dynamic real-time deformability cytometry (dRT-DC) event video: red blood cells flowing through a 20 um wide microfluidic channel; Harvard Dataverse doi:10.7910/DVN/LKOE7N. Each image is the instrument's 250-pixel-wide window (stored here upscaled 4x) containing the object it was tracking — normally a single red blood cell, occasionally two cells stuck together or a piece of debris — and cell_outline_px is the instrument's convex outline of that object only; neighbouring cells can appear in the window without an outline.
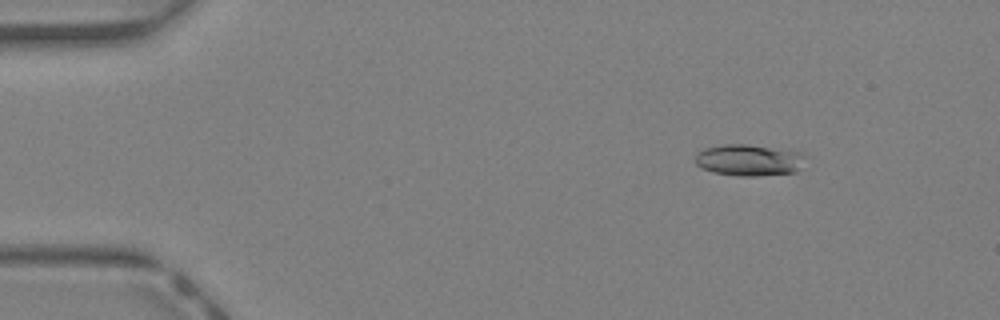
{"species": "Egyptian fruit bat (a non-hibernating species)", "species_latin": "Rousettus aegyptiacus", "temperature_condition": "warm", "stored_images_in_passage": 44, "camera_frame_rate_fps": 3000, "um_per_image_px": 0.085, "animal": {"sex": "female"}, "frame": {"image": 1, "passage_image": 6, "time_ms": 1.667, "image_size_px": [1000, 320], "cell_outline_px": [[808, 156], [804, 168], [796, 172], [756, 176], [740, 176], [712, 172], [696, 164], [696, 152], [704, 148], [724, 144], [748, 144], [804, 152]], "centroid_in_image_um": [63.76, 13.6], "position_along_channel_um": 21.2, "area_um2": 20.69}}
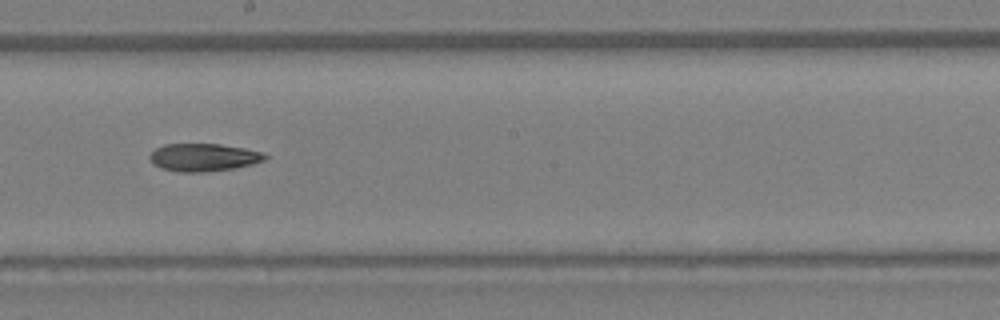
{"frame": {"image": 2, "passage_image": 25, "time_ms": 8.0, "image_size_px": [1000, 320], "cell_outline_px": [[268, 156], [264, 160], [252, 164], [232, 168], [204, 172], [180, 172], [160, 168], [152, 164], [148, 156], [156, 148], [164, 144], [220, 144], [244, 148], [264, 152]], "centroid_in_image_um": [17.28, 13.37], "position_along_channel_um": 230.9, "area_um2": 18.67}}
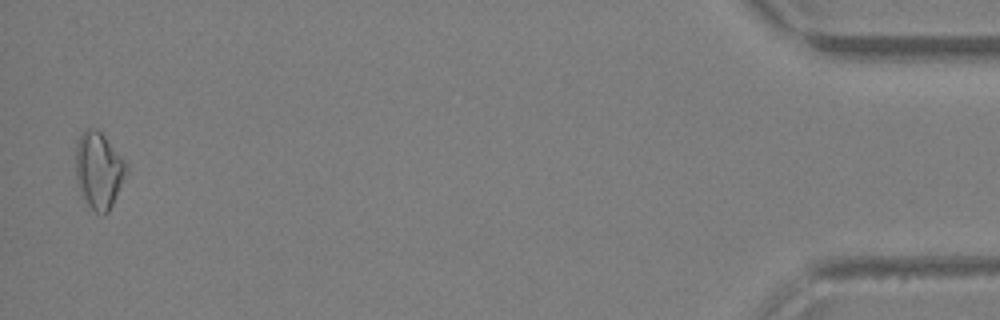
{"frame": {"image": 3, "passage_image": 43, "time_ms": 14.0, "image_size_px": [1000, 320], "cell_outline_px": [[128, 172], [108, 212], [96, 212], [80, 196], [76, 180], [76, 144], [84, 128], [96, 128], [104, 136], [128, 164]], "centroid_in_image_um": [8.38, 14.46], "position_along_channel_um": 426.8, "area_um2": 22.54}, "authors_computed_cell_mechanics": {"area_um2": 19.0451, "velocity_mm_per_s": 4.7606, "shape_relaxation_time_tau1_ms": 9.1844, "shape_relaxation_time_tau2_ms": null, "deformation_change_tau1": 0.2056, "deformation_change_tau2": null}}